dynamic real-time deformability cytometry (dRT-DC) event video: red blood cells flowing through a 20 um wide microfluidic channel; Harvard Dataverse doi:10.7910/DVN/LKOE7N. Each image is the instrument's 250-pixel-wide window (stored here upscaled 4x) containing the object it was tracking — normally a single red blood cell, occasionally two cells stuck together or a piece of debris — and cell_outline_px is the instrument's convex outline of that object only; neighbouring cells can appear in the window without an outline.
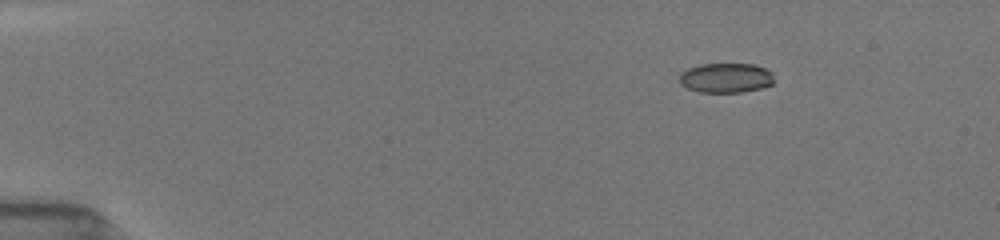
{"species": "common noctule bat (a hibernating species)", "species_latin": "Nyctalus noctula", "temperature_condition": "room temperature", "stored_images_in_passage": 36, "camera_frame_rate_fps": 3000, "um_per_image_px": 0.085, "animal": {"sex": "female", "body_mass_g": 19.5, "forearm_length_mm": 54.1}, "frame": {"image": 1, "passage_image": 1, "time_ms": 0.0, "image_size_px": [1000, 240], "cell_outline_px": [[772, 84], [764, 88], [740, 92], [700, 92], [688, 88], [680, 84], [680, 72], [688, 68], [700, 64], [756, 64], [772, 72]], "centroid_in_image_um": [61.7, 6.61], "position_along_channel_um": 23.3, "area_um2": 16.42}}
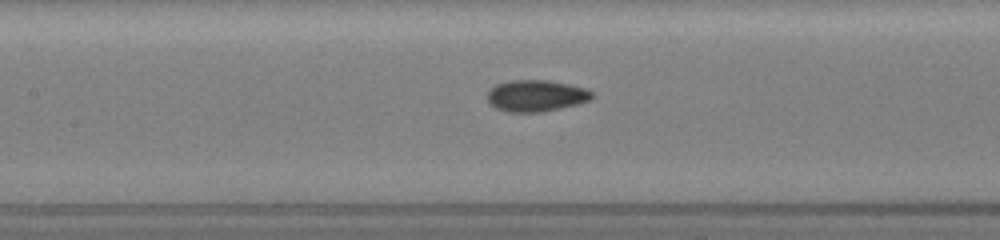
{"frame": {"image": 2, "passage_image": 13, "time_ms": 6.0, "image_size_px": [1000, 240], "cell_outline_px": [[596, 96], [592, 100], [580, 104], [544, 112], [508, 112], [496, 108], [488, 100], [488, 92], [496, 84], [508, 80], [544, 80], [568, 84], [588, 88]], "centroid_in_image_um": [45.64, 8.14], "position_along_channel_um": 161.8, "area_um2": 19.48}}
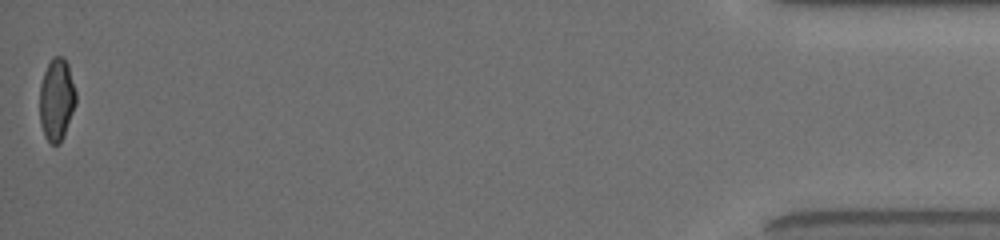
{"frame": {"image": 3, "passage_image": 35, "time_ms": 15.0, "image_size_px": [1000, 240], "cell_outline_px": [[76, 104], [64, 136], [60, 144], [52, 144], [44, 136], [40, 124], [40, 84], [44, 72], [52, 56], [64, 56], [68, 64], [76, 92]], "centroid_in_image_um": [4.82, 8.46], "position_along_channel_um": 430.4, "area_um2": 17.57}, "authors_computed_cell_mechanics": {"area_um2": 17.9469, "velocity_mm_per_s": 3.9404, "shape_relaxation_time_tau1_ms": 3.8937, "shape_relaxation_time_tau2_ms": 1.7062, "deformation_change_tau1": 0.1272, "deformation_change_tau2": 0.059}}